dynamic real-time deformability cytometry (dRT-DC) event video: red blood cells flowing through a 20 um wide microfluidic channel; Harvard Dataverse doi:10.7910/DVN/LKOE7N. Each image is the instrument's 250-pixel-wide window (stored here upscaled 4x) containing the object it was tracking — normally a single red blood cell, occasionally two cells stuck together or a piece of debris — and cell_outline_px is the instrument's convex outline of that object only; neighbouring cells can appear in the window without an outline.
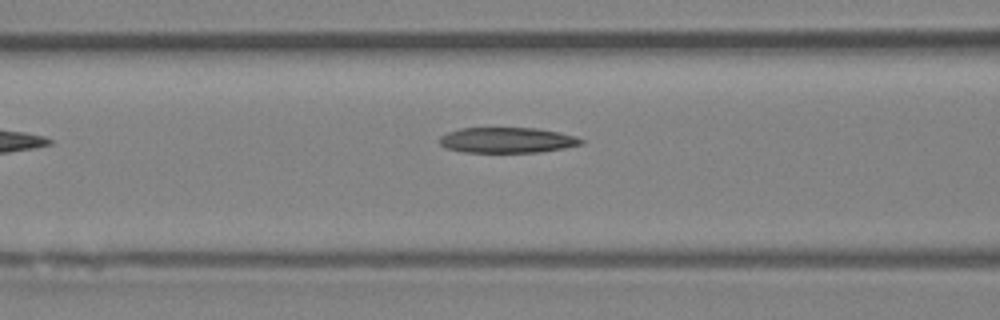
{"species": "Egyptian fruit bat (a non-hibernating species)", "species_latin": "Rousettus aegyptiacus", "temperature_condition": "room temperature", "stored_images_in_passage": 4, "camera_frame_rate_fps": 3000, "um_per_image_px": 0.085, "animal": {"sex": "female"}, "frame": {"image": 1, "passage_image": 4, "time_ms": 3.667, "image_size_px": [1000, 320], "cell_outline_px": [[584, 144], [564, 148], [540, 152], [464, 152], [448, 148], [440, 144], [440, 136], [448, 132], [460, 128], [536, 128], [576, 136], [584, 140]], "centroid_in_image_um": [43.13, 11.91], "position_along_channel_um": 123.5, "area_um2": 20.92}}